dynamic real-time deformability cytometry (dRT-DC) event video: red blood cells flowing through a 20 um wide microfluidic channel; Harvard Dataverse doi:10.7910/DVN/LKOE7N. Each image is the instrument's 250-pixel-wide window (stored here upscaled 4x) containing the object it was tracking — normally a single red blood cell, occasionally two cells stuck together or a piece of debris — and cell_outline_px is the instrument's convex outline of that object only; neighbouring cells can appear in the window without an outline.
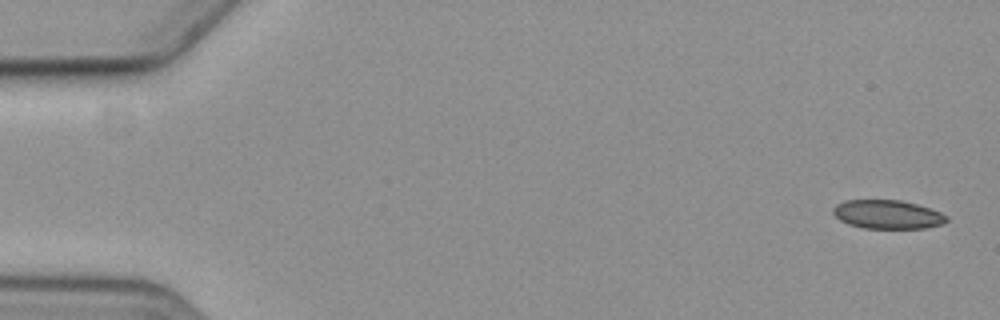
{"species": "common noctule bat (a hibernating species)", "species_latin": "Nyctalus noctula", "temperature_condition": "cold", "stored_images_in_passage": 9, "camera_frame_rate_fps": 3000, "um_per_image_px": 0.085, "animal": {"sex": "female", "body_mass_g": 19.3, "forearm_length_mm": 54.1}, "frame": {"image": 1, "passage_image": 1, "time_ms": 0.0, "image_size_px": [1000, 320], "cell_outline_px": [[948, 220], [940, 224], [924, 228], [864, 228], [848, 224], [840, 220], [832, 212], [832, 208], [836, 204], [844, 200], [900, 200], [916, 204], [940, 212], [948, 216]], "centroid_in_image_um": [75.4, 18.22], "position_along_channel_um": 9.6, "area_um2": 18.9}}
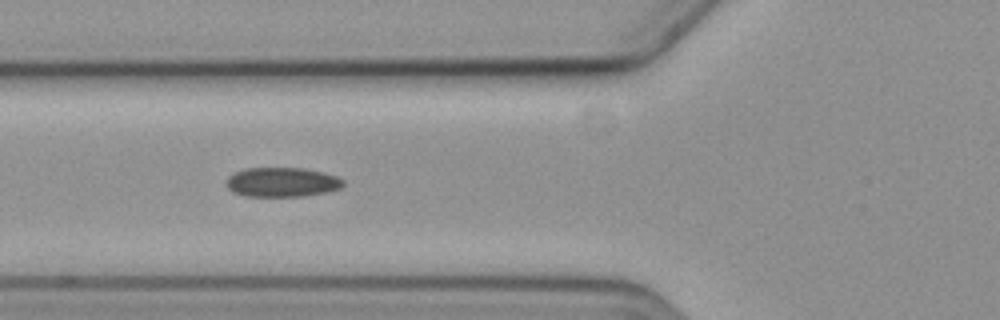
{"frame": {"image": 2, "passage_image": 6, "time_ms": 6.667, "image_size_px": [1000, 320], "cell_outline_px": [[344, 184], [340, 188], [328, 192], [304, 196], [244, 196], [232, 192], [224, 184], [228, 176], [244, 168], [304, 168], [324, 172], [336, 176], [344, 180]], "centroid_in_image_um": [23.96, 15.48], "position_along_channel_um": 101.8, "area_um2": 20.29}}
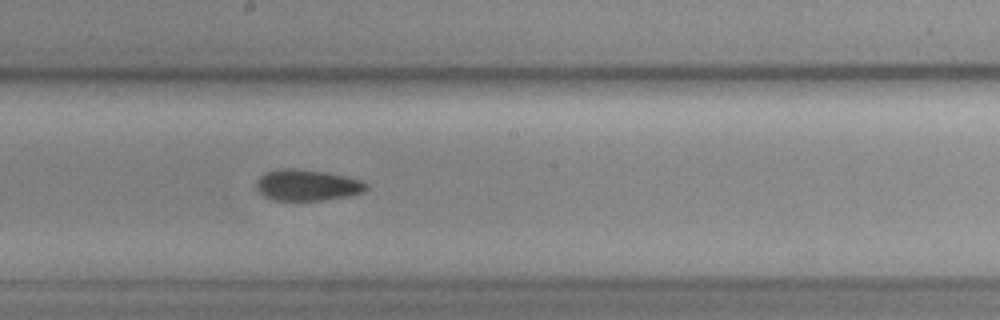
{"frame": {"image": 3, "passage_image": 9, "time_ms": 10.0, "image_size_px": [1000, 320], "cell_outline_px": [[368, 188], [364, 192], [352, 196], [324, 200], [272, 200], [264, 196], [256, 188], [256, 180], [264, 172], [280, 168], [292, 168], [328, 172], [348, 176], [360, 180], [368, 184]], "centroid_in_image_um": [26.13, 15.73], "position_along_channel_um": 222.1, "area_um2": 20.35}}